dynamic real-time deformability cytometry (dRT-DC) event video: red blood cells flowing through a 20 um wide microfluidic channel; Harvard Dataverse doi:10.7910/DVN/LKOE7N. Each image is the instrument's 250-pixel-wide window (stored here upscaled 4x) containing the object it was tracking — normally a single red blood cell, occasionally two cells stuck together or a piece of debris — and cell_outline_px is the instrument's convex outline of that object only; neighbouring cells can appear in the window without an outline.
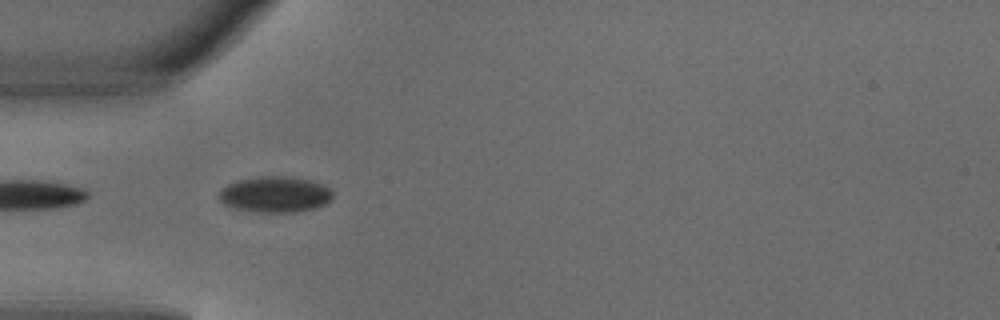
{"species": "common noctule bat (a hibernating species)", "species_latin": "Nyctalus noctula", "temperature_condition": "warm", "stored_images_in_passage": 4, "camera_frame_rate_fps": 3000, "um_per_image_px": 0.085, "animal": {"sex": "male", "body_mass_g": 18.8}, "frame": {"image": 1, "passage_image": 4, "time_ms": 1.0, "image_size_px": [1000, 320], "cell_outline_px": [[332, 200], [316, 208], [296, 212], [260, 212], [236, 208], [224, 204], [220, 200], [220, 192], [228, 184], [236, 180], [260, 176], [284, 176], [308, 180], [320, 184], [328, 188], [332, 192]], "centroid_in_image_um": [23.39, 16.53], "position_along_channel_um": 61.6, "area_um2": 23.52}}